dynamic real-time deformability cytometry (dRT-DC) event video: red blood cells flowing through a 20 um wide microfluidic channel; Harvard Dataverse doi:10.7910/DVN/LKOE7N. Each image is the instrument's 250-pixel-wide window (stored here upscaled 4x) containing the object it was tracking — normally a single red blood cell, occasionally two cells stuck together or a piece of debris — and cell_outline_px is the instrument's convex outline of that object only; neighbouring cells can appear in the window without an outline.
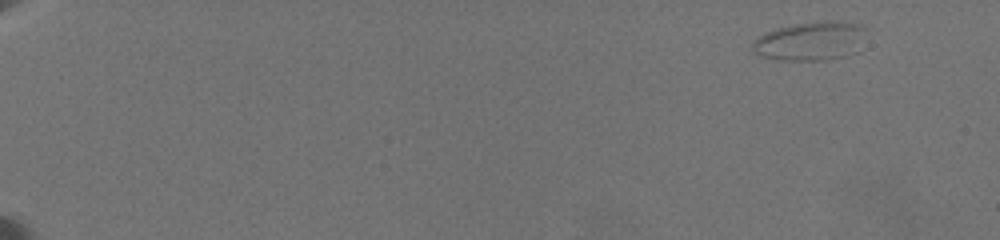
{"species": "common noctule bat (a hibernating species)", "species_latin": "Nyctalus noctula", "temperature_condition": "warm", "stored_images_in_passage": 28, "camera_frame_rate_fps": 3000, "um_per_image_px": 0.085, "animal": {"sex": "female", "body_mass_g": 19.5, "forearm_length_mm": 54.1}, "frame": {"image": 1, "passage_image": 1, "time_ms": 0.0, "image_size_px": [1000, 240], "cell_outline_px": [[868, 28], [856, 52], [844, 56], [824, 60], [780, 60], [764, 56], [752, 52], [752, 44], [760, 36], [768, 32], [780, 28], [796, 24], [828, 20], [836, 20], [860, 24]], "centroid_in_image_um": [68.95, 3.48], "position_along_channel_um": 16.0, "area_um2": 25.55}}
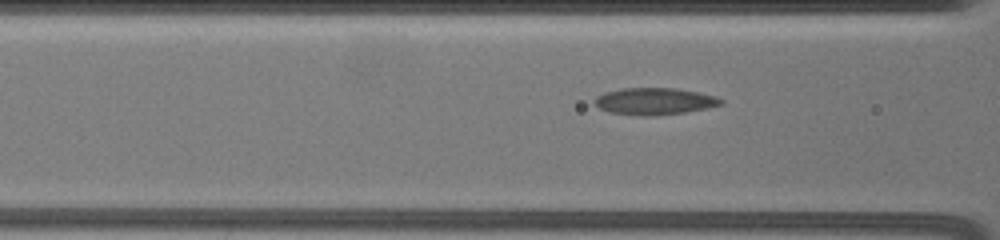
{"frame": {"image": 2, "passage_image": 21, "time_ms": 8.667, "image_size_px": [1000, 240], "cell_outline_px": [[724, 104], [708, 108], [684, 112], [652, 116], [644, 116], [608, 112], [600, 108], [592, 100], [596, 96], [604, 92], [620, 88], [676, 88], [716, 96], [724, 100]], "centroid_in_image_um": [55.63, 8.6], "position_along_channel_um": 111.0, "area_um2": 19.88}}
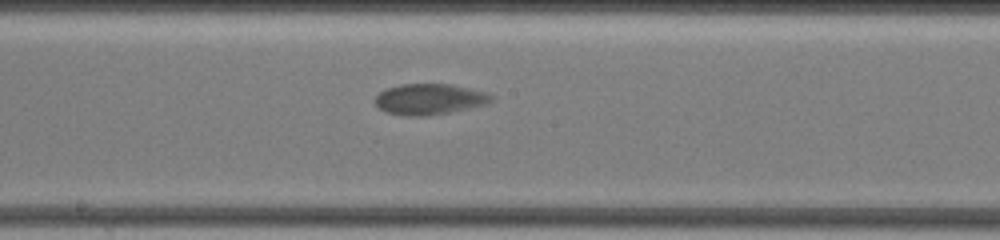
{"frame": {"image": 3, "passage_image": 28, "time_ms": 11.667, "image_size_px": [1000, 240], "cell_outline_px": [[492, 100], [484, 104], [448, 112], [424, 116], [408, 116], [388, 112], [380, 108], [376, 104], [376, 96], [380, 92], [388, 88], [400, 84], [452, 84], [484, 92], [492, 96]], "centroid_in_image_um": [36.47, 8.42], "position_along_channel_um": 211.7, "area_um2": 20.35}}